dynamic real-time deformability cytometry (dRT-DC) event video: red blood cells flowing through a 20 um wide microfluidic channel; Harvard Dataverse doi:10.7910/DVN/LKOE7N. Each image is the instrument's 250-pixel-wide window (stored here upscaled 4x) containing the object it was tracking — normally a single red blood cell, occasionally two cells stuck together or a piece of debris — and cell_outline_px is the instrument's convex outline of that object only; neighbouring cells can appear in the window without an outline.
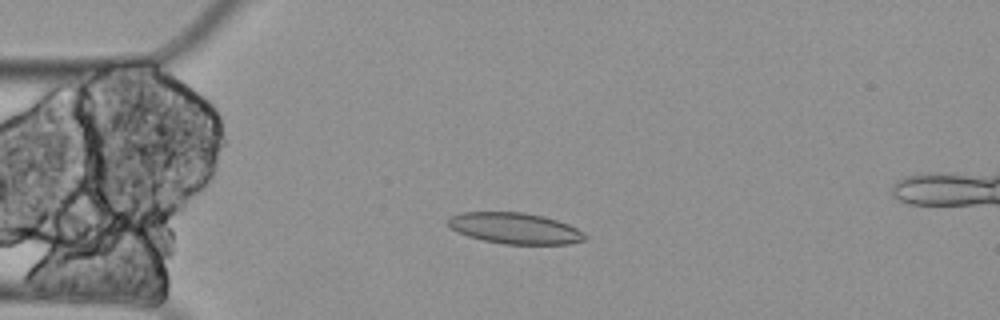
{"species": "Egyptian fruit bat (a non-hibernating species)", "species_latin": "Rousettus aegyptiacus", "temperature_condition": "cold", "stored_images_in_passage": 5, "camera_frame_rate_fps": 3000, "um_per_image_px": 0.085, "animal": {"sex": "female"}, "frame": {"image": 1, "passage_image": 4, "time_ms": 1.0, "image_size_px": [1000, 320], "cell_outline_px": [[588, 236], [584, 240], [568, 244], [504, 244], [484, 240], [468, 236], [456, 232], [448, 228], [444, 220], [460, 212], [524, 212], [544, 216], [568, 224], [584, 232]], "centroid_in_image_um": [43.72, 19.4], "position_along_channel_um": 41.3, "area_um2": 25.03}}